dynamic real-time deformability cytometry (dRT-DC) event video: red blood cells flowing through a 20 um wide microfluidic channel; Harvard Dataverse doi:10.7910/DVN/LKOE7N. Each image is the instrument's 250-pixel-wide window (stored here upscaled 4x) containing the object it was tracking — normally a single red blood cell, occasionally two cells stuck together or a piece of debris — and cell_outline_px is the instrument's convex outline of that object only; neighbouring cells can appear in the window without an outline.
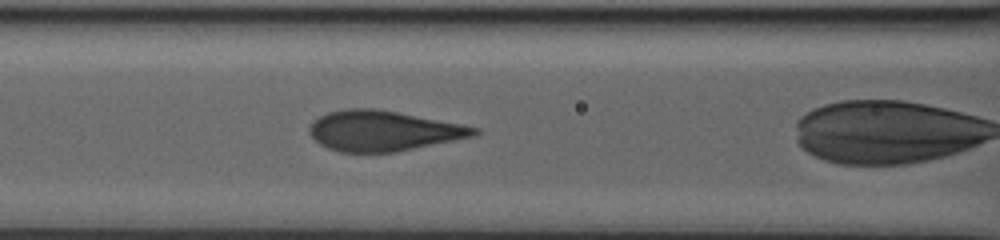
{"species": "human", "species_latin": "Homo sapiens", "temperature_condition": "warm", "stored_images_in_passage": 83, "camera_frame_rate_fps": 3000, "um_per_image_px": 0.085, "donor": {"sex": "male"}, "frame": {"image": 1, "passage_image": 44, "time_ms": 14.333, "image_size_px": [1000, 240], "cell_outline_px": [[480, 132], [476, 136], [396, 152], [340, 152], [328, 148], [320, 144], [308, 132], [308, 128], [312, 120], [316, 116], [328, 112], [348, 108], [376, 108], [460, 124], [480, 128]], "centroid_in_image_um": [32.54, 11.12], "position_along_channel_um": 134.1, "area_um2": 38.78}}
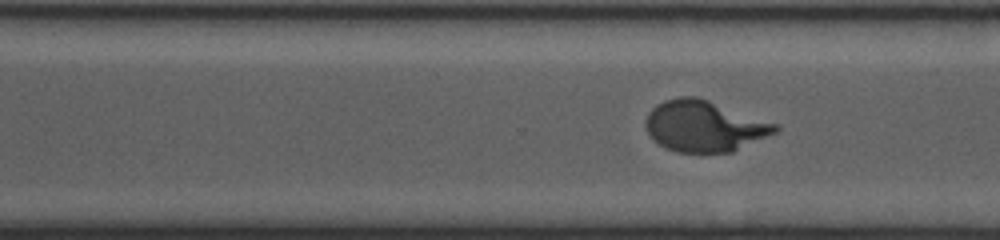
{"frame": {"image": 2, "passage_image": 71, "time_ms": 23.333, "image_size_px": [1000, 240], "cell_outline_px": [[780, 128], [776, 132], [732, 152], [676, 152], [652, 140], [644, 124], [648, 112], [656, 104], [664, 100], [680, 96], [696, 96], [780, 124]], "centroid_in_image_um": [59.86, 10.71], "position_along_channel_um": 310.7, "area_um2": 38.61}}
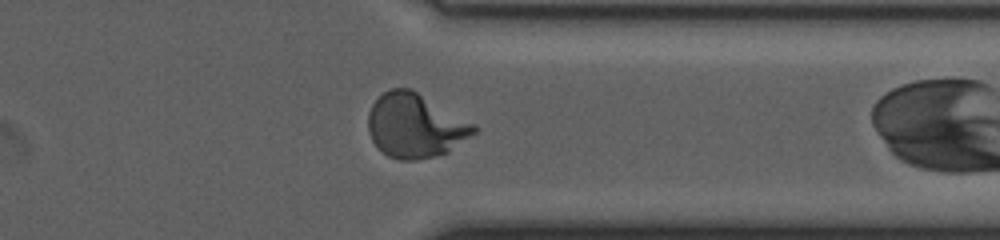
{"frame": {"image": 3, "passage_image": 81, "time_ms": 26.667, "image_size_px": [1000, 240], "cell_outline_px": [[476, 132], [448, 152], [436, 156], [416, 160], [400, 160], [388, 156], [372, 140], [368, 132], [368, 112], [372, 104], [388, 88], [412, 88], [476, 124]], "centroid_in_image_um": [35.3, 10.66], "position_along_channel_um": 376.1, "area_um2": 39.65}}